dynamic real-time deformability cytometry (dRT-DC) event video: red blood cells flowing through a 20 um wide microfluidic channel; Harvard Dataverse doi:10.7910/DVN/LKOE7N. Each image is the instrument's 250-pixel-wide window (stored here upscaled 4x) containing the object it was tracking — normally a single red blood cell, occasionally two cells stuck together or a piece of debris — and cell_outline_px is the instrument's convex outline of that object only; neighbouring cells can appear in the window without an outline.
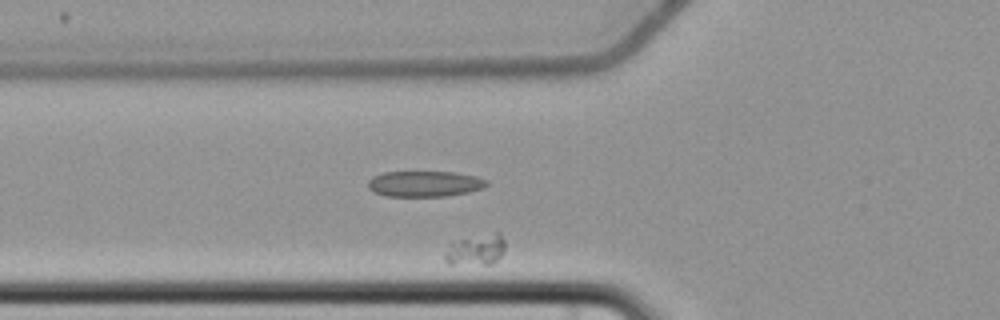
{"species": "common noctule bat (a hibernating species)", "species_latin": "Nyctalus noctula", "temperature_condition": "cold", "stored_images_in_passage": 6, "segment_of_instrument_passage": [2, 2], "camera_frame_rate_fps": 3000, "um_per_image_px": 0.085, "animal": {"sex": "female", "body_mass_g": 22.7, "forearm_length_mm": 54.2}, "frame": {"image": 1, "passage_image": 6, "time_ms": 7.333, "image_size_px": [1000, 320], "cell_outline_px": [[504, 252], [492, 264], [448, 264], [444, 260], [444, 256], [448, 244], [460, 240], [496, 232], [500, 232], [504, 240]], "centroid_in_image_um": [40.44, 21.25], "position_along_channel_um": 85.4, "area_um2": 10.75}}